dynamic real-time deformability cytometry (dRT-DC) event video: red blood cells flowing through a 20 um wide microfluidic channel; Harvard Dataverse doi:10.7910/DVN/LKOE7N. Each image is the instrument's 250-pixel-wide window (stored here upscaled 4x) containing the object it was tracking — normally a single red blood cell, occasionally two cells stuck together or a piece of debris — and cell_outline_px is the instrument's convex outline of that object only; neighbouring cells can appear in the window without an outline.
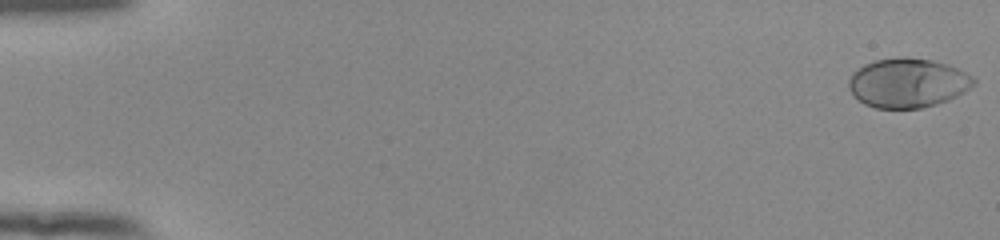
{"species": "human", "species_latin": "Homo sapiens", "temperature_condition": "room temperature", "stored_images_in_passage": 54, "camera_frame_rate_fps": 3000, "um_per_image_px": 0.085, "donor": {"sex": "female"}, "frame": {"image": 1, "passage_image": 1, "time_ms": 0.0, "image_size_px": [1000, 240], "cell_outline_px": [[976, 84], [964, 92], [948, 100], [936, 104], [920, 108], [876, 108], [864, 104], [852, 96], [848, 88], [848, 80], [852, 72], [864, 64], [876, 60], [900, 56], [904, 56], [932, 60], [948, 64], [972, 76], [976, 80]], "centroid_in_image_um": [77.12, 7.04], "position_along_channel_um": 7.9, "area_um2": 36.24}}
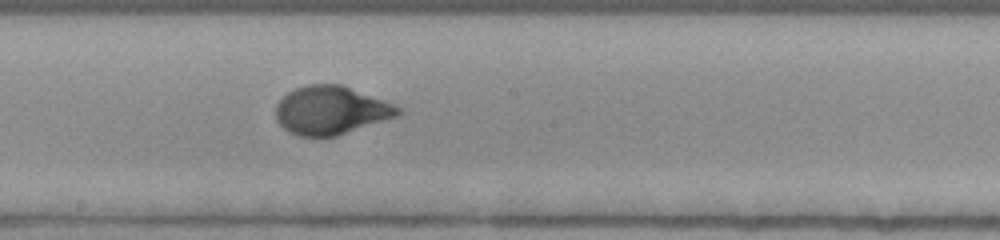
{"frame": {"image": 2, "passage_image": 31, "time_ms": 10.0, "image_size_px": [1000, 240], "cell_outline_px": [[404, 112], [396, 116], [336, 136], [300, 136], [288, 132], [276, 120], [276, 104], [288, 92], [296, 88], [308, 84], [340, 84], [384, 100], [400, 108]], "centroid_in_image_um": [28.1, 9.37], "position_along_channel_um": 220.1, "area_um2": 34.1}}
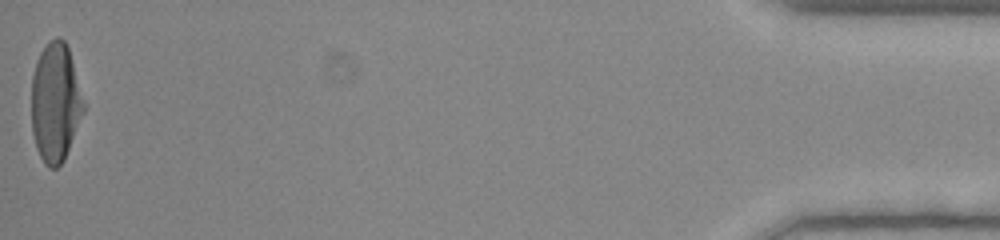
{"frame": {"image": 3, "passage_image": 54, "time_ms": 17.667, "image_size_px": [1000, 240], "cell_outline_px": [[84, 112], [64, 160], [56, 168], [48, 168], [44, 164], [36, 148], [32, 132], [32, 76], [36, 60], [40, 52], [52, 40], [60, 36], [64, 40], [68, 48], [84, 104]], "centroid_in_image_um": [4.69, 8.75], "position_along_channel_um": 430.5, "area_um2": 35.78}, "authors_computed_cell_mechanics": {"area_um2": 34.7378, "velocity_mm_per_s": 3.8942, "shape_relaxation_time_tau1_ms": 3.6297, "shape_relaxation_time_tau2_ms": null, "deformation_change_tau1": 0.2266, "deformation_change_tau2": null}}